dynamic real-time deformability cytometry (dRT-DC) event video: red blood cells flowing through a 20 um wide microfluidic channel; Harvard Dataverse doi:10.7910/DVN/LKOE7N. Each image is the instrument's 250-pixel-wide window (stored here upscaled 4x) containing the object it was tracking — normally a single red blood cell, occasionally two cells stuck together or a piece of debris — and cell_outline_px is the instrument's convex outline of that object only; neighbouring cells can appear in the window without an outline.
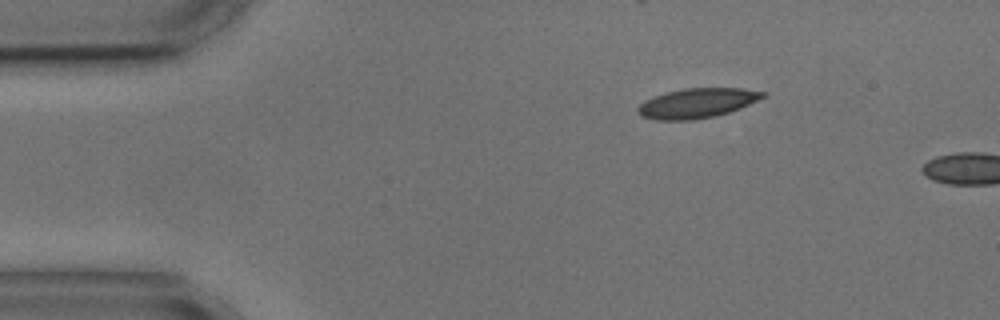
{"species": "common noctule bat (a hibernating species)", "species_latin": "Nyctalus noctula", "temperature_condition": "cold", "stored_images_in_passage": 2, "camera_frame_rate_fps": 3000, "um_per_image_px": 0.085, "animal": {"sex": "male", "body_mass_g": 17.9, "forearm_length_mm": 54.2}, "frame": {"image": 1, "passage_image": 1, "time_ms": 0.0, "image_size_px": [1000, 320], "cell_outline_px": [[768, 96], [740, 108], [716, 116], [692, 120], [656, 120], [640, 116], [636, 112], [636, 108], [644, 100], [668, 92], [684, 88], [744, 88], [768, 92]], "centroid_in_image_um": [59.28, 8.77], "position_along_channel_um": 25.7, "area_um2": 21.85}}